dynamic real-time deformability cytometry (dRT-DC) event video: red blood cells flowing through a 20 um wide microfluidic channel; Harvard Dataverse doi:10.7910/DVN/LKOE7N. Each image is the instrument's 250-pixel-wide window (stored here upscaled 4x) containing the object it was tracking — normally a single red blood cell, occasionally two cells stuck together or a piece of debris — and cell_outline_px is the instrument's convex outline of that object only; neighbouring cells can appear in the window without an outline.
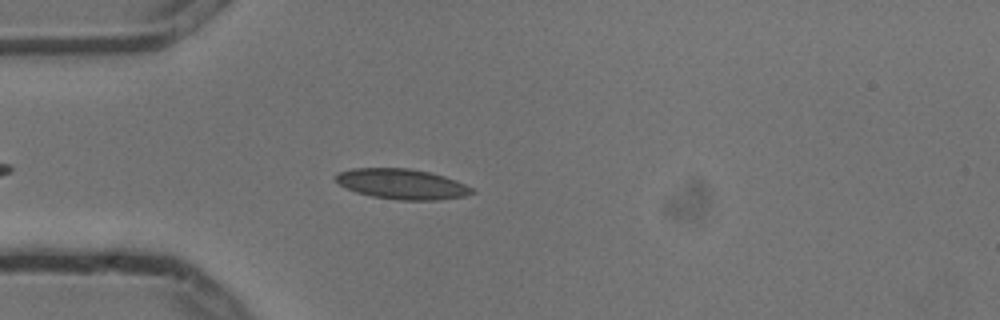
{"species": "common noctule bat (a hibernating species)", "species_latin": "Nyctalus noctula", "temperature_condition": "cold", "stored_images_in_passage": 1, "camera_frame_rate_fps": 3000, "um_per_image_px": 0.085, "animal": {"sex": "male", "body_mass_g": 13.3}, "frame": {"image": 1, "passage_image": 1, "time_ms": 0.0, "image_size_px": [1000, 320], "cell_outline_px": [[476, 192], [464, 196], [440, 200], [400, 200], [372, 196], [356, 192], [340, 184], [332, 176], [336, 172], [352, 168], [408, 168], [428, 172], [444, 176], [456, 180], [472, 188]], "centroid_in_image_um": [34.14, 15.64], "position_along_channel_um": 50.9, "area_um2": 24.04}}